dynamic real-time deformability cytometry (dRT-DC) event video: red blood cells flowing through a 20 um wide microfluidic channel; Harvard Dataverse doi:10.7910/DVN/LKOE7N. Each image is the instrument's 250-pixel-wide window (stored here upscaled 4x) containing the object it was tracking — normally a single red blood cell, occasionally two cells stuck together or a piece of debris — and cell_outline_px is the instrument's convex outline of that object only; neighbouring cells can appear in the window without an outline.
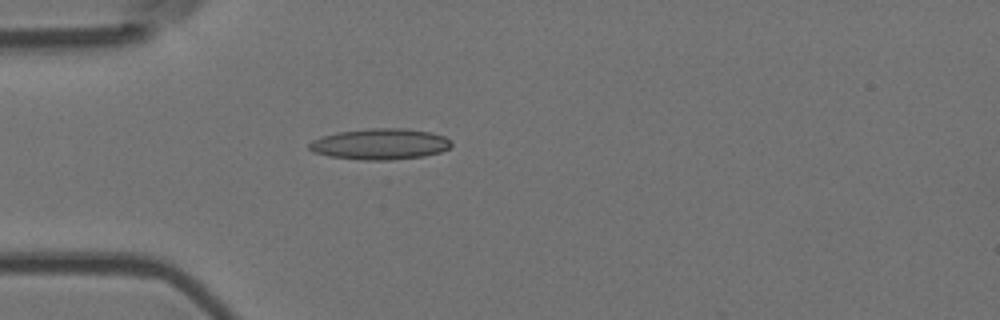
{"species": "Egyptian fruit bat (a non-hibernating species)", "species_latin": "Rousettus aegyptiacus", "temperature_condition": "room temperature", "stored_images_in_passage": 5, "camera_frame_rate_fps": 3000, "um_per_image_px": 0.085, "animal": {"sex": "female"}, "frame": {"image": 1, "passage_image": 5, "time_ms": 1.333, "image_size_px": [1000, 320], "cell_outline_px": [[452, 144], [448, 148], [440, 152], [424, 156], [388, 160], [364, 160], [328, 156], [312, 152], [308, 148], [308, 144], [312, 140], [320, 136], [336, 132], [368, 128], [404, 128], [432, 132], [444, 136], [452, 140]], "centroid_in_image_um": [32.28, 12.23], "position_along_channel_um": 52.7, "area_um2": 25.95}}